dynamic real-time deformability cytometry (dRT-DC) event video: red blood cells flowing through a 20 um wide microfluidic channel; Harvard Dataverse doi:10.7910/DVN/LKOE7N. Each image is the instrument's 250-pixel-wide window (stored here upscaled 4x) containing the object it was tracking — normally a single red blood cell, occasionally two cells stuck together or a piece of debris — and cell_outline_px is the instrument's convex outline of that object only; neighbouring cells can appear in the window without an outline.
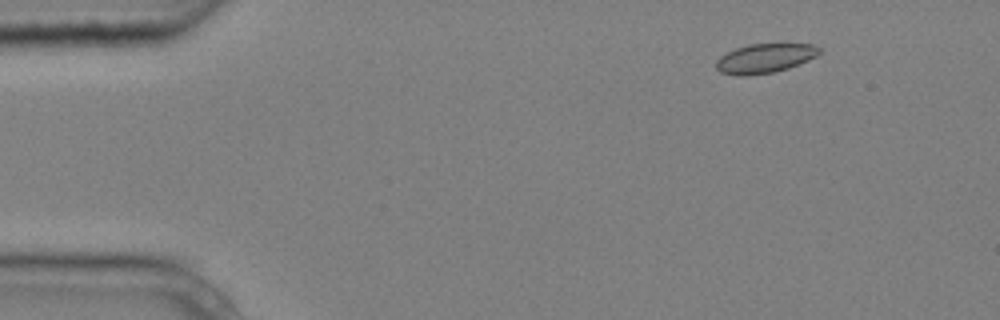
{"species": "common noctule bat (a hibernating species)", "species_latin": "Nyctalus noctula", "temperature_condition": "cold", "stored_images_in_passage": 4, "camera_frame_rate_fps": 3000, "um_per_image_px": 0.085, "animal": {"sex": "male", "body_mass_g": 20.4}, "frame": {"image": 1, "passage_image": 2, "time_ms": 0.333, "image_size_px": [1000, 320], "cell_outline_px": [[820, 52], [816, 56], [808, 60], [788, 68], [772, 72], [744, 76], [740, 76], [720, 72], [716, 68], [716, 60], [720, 56], [736, 48], [748, 44], [816, 44], [820, 48]], "centroid_in_image_um": [65.0, 4.95], "position_along_channel_um": 20.0, "area_um2": 17.51}}